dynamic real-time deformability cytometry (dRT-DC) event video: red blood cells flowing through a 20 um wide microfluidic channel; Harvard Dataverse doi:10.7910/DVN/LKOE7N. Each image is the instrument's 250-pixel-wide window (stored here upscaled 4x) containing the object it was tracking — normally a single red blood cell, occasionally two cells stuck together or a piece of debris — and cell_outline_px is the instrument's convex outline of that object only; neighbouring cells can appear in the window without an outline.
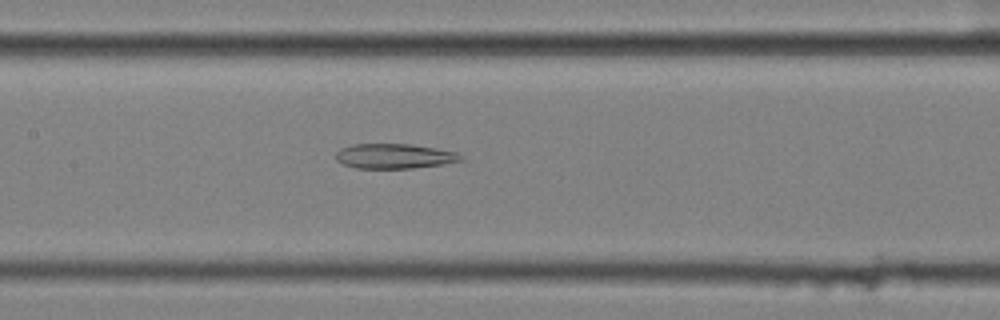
{"species": "common noctule bat (a hibernating species)", "species_latin": "Nyctalus noctula", "temperature_condition": "cold", "stored_images_in_passage": 56, "segment_of_instrument_passage": [2, 2], "camera_frame_rate_fps": 3000, "um_per_image_px": 0.085, "animal": {"sex": "female", "body_mass_g": 25.1}, "frame": {"image": 1, "passage_image": 27, "time_ms": 8.667, "image_size_px": [1000, 320], "cell_outline_px": [[464, 160], [440, 164], [412, 168], [356, 168], [344, 164], [336, 160], [336, 152], [340, 148], [352, 144], [412, 144], [436, 148], [456, 152]], "centroid_in_image_um": [33.48, 13.26], "position_along_channel_um": 173.9, "area_um2": 17.98}}
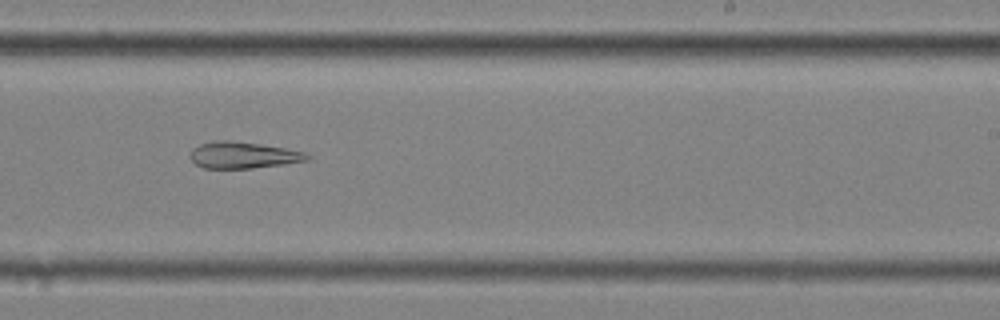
{"frame": {"image": 2, "passage_image": 35, "time_ms": 11.333, "image_size_px": [1000, 320], "cell_outline_px": [[312, 156], [308, 160], [284, 164], [252, 168], [204, 168], [196, 164], [188, 156], [192, 148], [200, 144], [212, 140], [228, 140], [260, 144], [284, 148], [304, 152]], "centroid_in_image_um": [20.63, 13.18], "position_along_channel_um": 268.4, "area_um2": 18.09}}
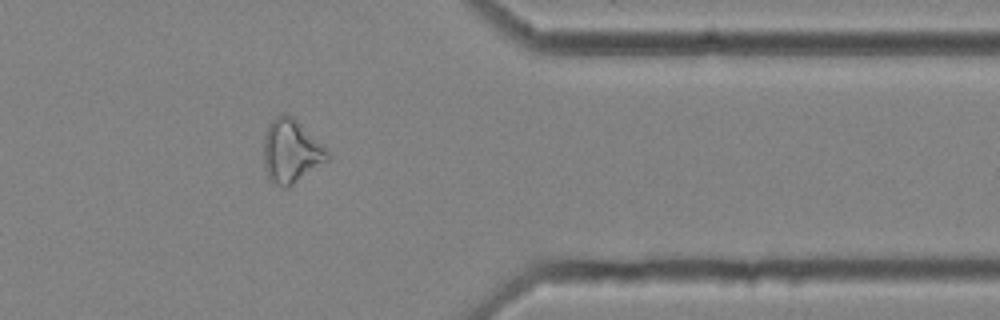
{"frame": {"image": 3, "passage_image": 46, "time_ms": 15.0, "image_size_px": [1000, 320], "cell_outline_px": [[332, 156], [328, 160], [288, 188], [284, 188], [276, 184], [268, 176], [264, 164], [264, 136], [268, 124], [280, 112], [288, 112], [324, 144], [328, 148]], "centroid_in_image_um": [24.78, 12.81], "position_along_channel_um": 386.6, "area_um2": 23.99}}